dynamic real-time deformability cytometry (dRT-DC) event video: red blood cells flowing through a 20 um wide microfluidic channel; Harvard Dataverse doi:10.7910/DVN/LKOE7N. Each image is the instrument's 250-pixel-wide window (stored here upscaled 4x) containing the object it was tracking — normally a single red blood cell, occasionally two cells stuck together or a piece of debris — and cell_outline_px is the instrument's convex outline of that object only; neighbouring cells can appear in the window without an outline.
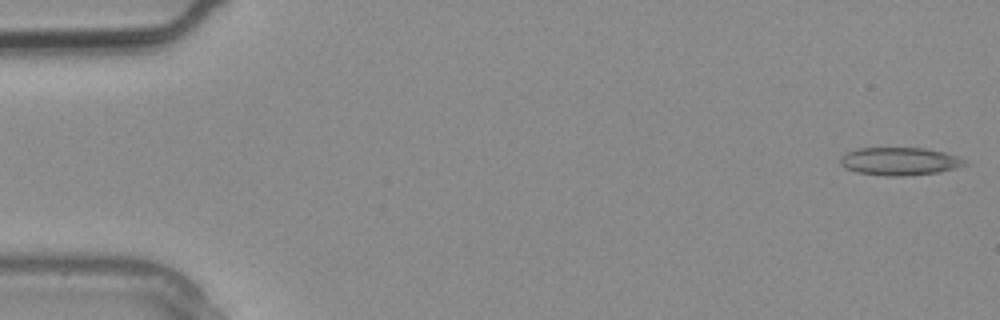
{"species": "common noctule bat (a hibernating species)", "species_latin": "Nyctalus noctula", "temperature_condition": "warm", "stored_images_in_passage": 4, "camera_frame_rate_fps": 3000, "um_per_image_px": 0.085, "animal": {"sex": "male", "body_mass_g": 20.4}, "frame": {"image": 1, "passage_image": 1, "time_ms": 0.0, "image_size_px": [1000, 320], "cell_outline_px": [[972, 164], [940, 172], [904, 176], [884, 176], [856, 172], [844, 168], [840, 164], [840, 156], [856, 148], [924, 148], [944, 152], [960, 156]], "centroid_in_image_um": [76.51, 13.72], "position_along_channel_um": 8.5, "area_um2": 20.63}}